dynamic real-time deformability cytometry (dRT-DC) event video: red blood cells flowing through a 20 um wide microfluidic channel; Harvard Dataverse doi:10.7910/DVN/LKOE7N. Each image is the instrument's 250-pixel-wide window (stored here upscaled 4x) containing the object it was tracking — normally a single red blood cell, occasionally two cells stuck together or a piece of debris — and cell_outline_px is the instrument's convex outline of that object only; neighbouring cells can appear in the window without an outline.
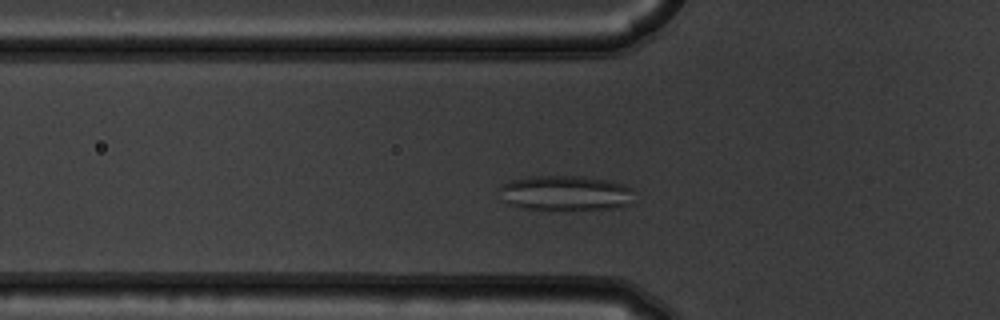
{"species": "common noctule bat (a hibernating species)", "species_latin": "Nyctalus noctula", "temperature_condition": "warm", "stored_images_in_passage": 46, "camera_frame_rate_fps": 3000, "um_per_image_px": 0.085, "animal": {"sex": "male", "body_mass_g": 19.5, "forearm_length_mm": 54.6}, "frame": {"image": 1, "passage_image": 10, "time_ms": 3.0, "image_size_px": [1000, 320], "cell_outline_px": [[632, 204], [620, 208], [524, 208], [508, 204], [504, 200], [500, 188], [500, 184], [512, 180], [528, 176], [580, 176], [608, 180], [624, 184], [632, 188]], "centroid_in_image_um": [48.1, 16.38], "position_along_channel_um": 77.7, "area_um2": 27.11}}
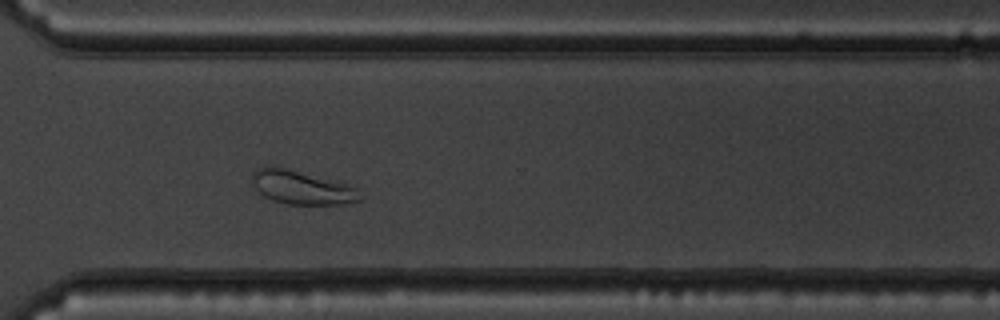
{"frame": {"image": 2, "passage_image": 32, "time_ms": 10.333, "image_size_px": [1000, 320], "cell_outline_px": [[364, 200], [340, 204], [288, 204], [272, 200], [264, 196], [252, 184], [252, 172], [256, 168], [264, 164], [272, 164], [344, 184], [356, 188]], "centroid_in_image_um": [25.57, 15.91], "position_along_channel_um": 345.0, "area_um2": 21.1}}
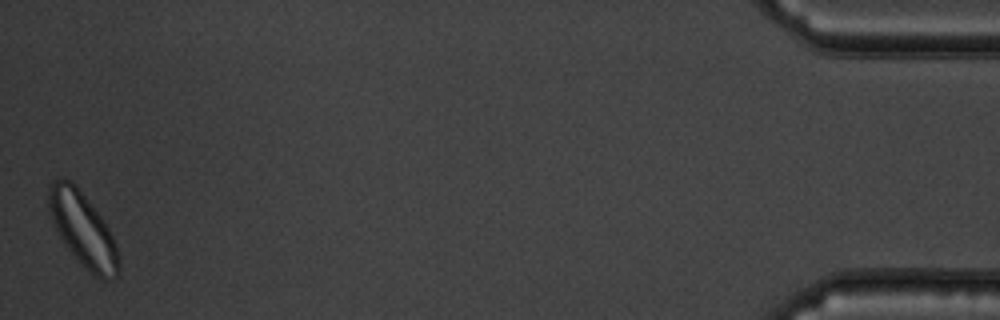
{"frame": {"image": 3, "passage_image": 46, "time_ms": 15.0, "image_size_px": [1000, 320], "cell_outline_px": [[120, 272], [116, 276], [108, 280], [104, 280], [96, 276], [80, 264], [64, 244], [48, 212], [48, 184], [60, 176], [68, 180], [84, 196], [104, 220], [116, 244], [120, 260]], "centroid_in_image_um": [7.04, 19.53], "position_along_channel_um": 428.2, "area_um2": 30.0}}